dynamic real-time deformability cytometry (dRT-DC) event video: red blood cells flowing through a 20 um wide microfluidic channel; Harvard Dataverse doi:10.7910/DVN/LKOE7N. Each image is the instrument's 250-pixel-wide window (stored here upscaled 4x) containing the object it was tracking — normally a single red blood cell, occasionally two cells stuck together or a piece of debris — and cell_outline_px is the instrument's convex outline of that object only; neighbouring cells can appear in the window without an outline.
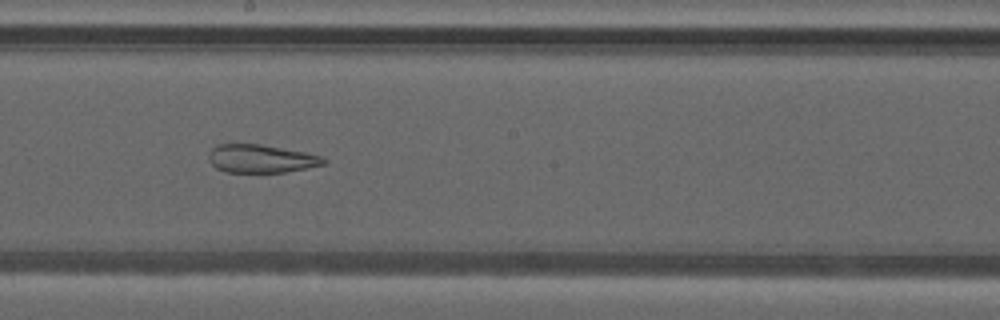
{"species": "common noctule bat (a hibernating species)", "species_latin": "Nyctalus noctula", "temperature_condition": "warm", "stored_images_in_passage": 38, "camera_frame_rate_fps": 3000, "um_per_image_px": 0.085, "animal": {"sex": "male", "forearm_length_mm": 52.5}, "frame": {"image": 1, "passage_image": 22, "time_ms": 7.0, "image_size_px": [1000, 320], "cell_outline_px": [[328, 160], [324, 164], [308, 168], [284, 172], [224, 172], [216, 168], [208, 160], [208, 156], [212, 148], [216, 144], [260, 144], [304, 152], [320, 156]], "centroid_in_image_um": [22.16, 13.49], "position_along_channel_um": 226.0, "area_um2": 18.84}}
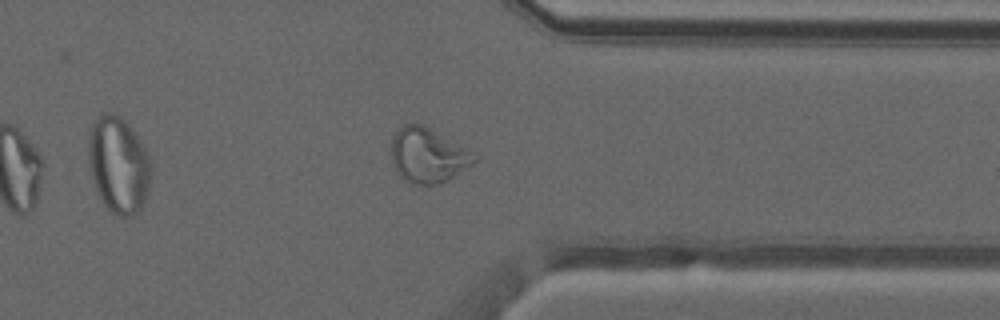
{"frame": {"image": 2, "passage_image": 33, "time_ms": 10.667, "image_size_px": [1000, 320], "cell_outline_px": [[480, 160], [448, 180], [436, 184], [412, 184], [404, 180], [396, 172], [392, 164], [392, 140], [396, 132], [404, 124], [424, 124], [480, 156]], "centroid_in_image_um": [36.41, 13.21], "position_along_channel_um": 375.0, "area_um2": 26.65}}